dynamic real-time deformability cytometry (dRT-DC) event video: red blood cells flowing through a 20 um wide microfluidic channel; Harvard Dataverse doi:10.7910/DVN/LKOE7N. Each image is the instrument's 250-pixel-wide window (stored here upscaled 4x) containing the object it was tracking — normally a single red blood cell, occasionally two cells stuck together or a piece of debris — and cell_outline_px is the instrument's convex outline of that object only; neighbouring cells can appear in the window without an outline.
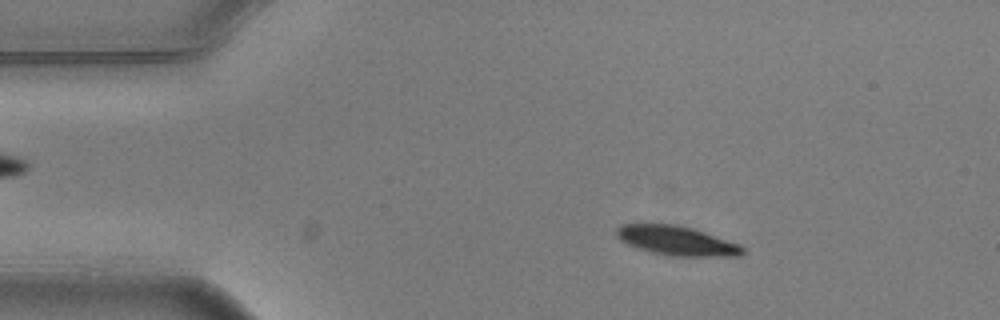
{"species": "common noctule bat (a hibernating species)", "species_latin": "Nyctalus noctula", "temperature_condition": "warm", "stored_images_in_passage": 4, "camera_frame_rate_fps": 3000, "um_per_image_px": 0.085, "animal": {"sex": "male", "body_mass_g": 20.5, "forearm_length_mm": 52.5}, "frame": {"image": 1, "passage_image": 2, "time_ms": 0.333, "image_size_px": [1000, 320], "cell_outline_px": [[744, 252], [740, 256], [668, 256], [652, 252], [628, 244], [620, 240], [616, 236], [616, 228], [624, 224], [676, 224], [692, 228], [740, 244], [744, 248]], "centroid_in_image_um": [57.53, 20.46], "position_along_channel_um": 27.5, "area_um2": 21.44}}
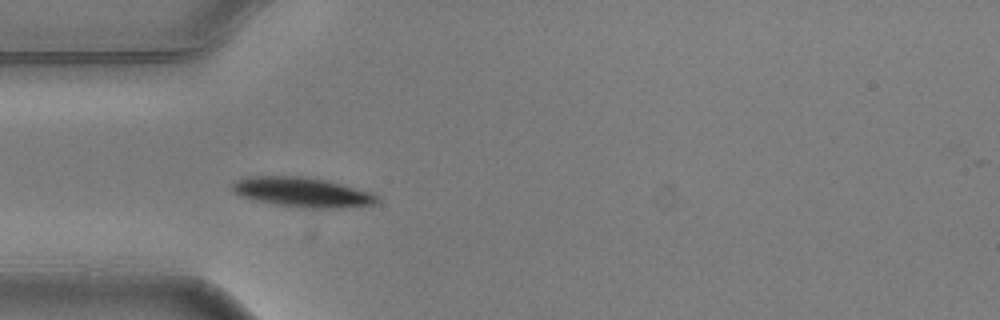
{"frame": {"image": 2, "passage_image": 4, "time_ms": 1.0, "image_size_px": [1000, 320], "cell_outline_px": [[380, 200], [376, 204], [340, 208], [300, 208], [276, 204], [240, 196], [232, 188], [232, 184], [236, 180], [248, 176], [300, 176], [324, 180], [372, 192], [380, 196]], "centroid_in_image_um": [25.74, 16.34], "position_along_channel_um": 59.3, "area_um2": 24.97}}